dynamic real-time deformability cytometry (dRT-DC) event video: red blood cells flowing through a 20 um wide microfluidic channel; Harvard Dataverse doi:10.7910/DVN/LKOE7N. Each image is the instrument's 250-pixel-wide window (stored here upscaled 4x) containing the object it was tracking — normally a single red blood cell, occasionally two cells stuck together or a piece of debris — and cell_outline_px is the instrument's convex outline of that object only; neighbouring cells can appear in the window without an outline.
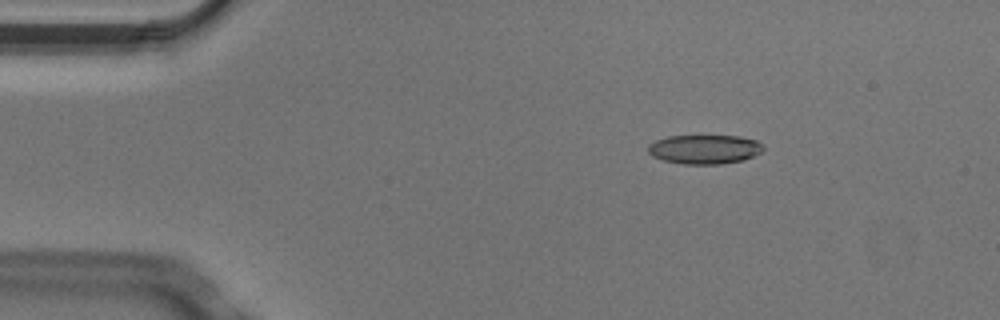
{"species": "Egyptian fruit bat (a non-hibernating species)", "species_latin": "Rousettus aegyptiacus", "temperature_condition": "cold", "stored_images_in_passage": 5, "camera_frame_rate_fps": 3000, "um_per_image_px": 0.085, "animal": {"sex": "male"}, "frame": {"image": 1, "passage_image": 2, "time_ms": 0.333, "image_size_px": [1000, 320], "cell_outline_px": [[764, 148], [760, 152], [744, 160], [720, 164], [684, 164], [664, 160], [652, 156], [648, 152], [648, 144], [656, 140], [668, 136], [740, 136], [756, 140]], "centroid_in_image_um": [59.86, 12.69], "position_along_channel_um": 25.1, "area_um2": 19.48}}